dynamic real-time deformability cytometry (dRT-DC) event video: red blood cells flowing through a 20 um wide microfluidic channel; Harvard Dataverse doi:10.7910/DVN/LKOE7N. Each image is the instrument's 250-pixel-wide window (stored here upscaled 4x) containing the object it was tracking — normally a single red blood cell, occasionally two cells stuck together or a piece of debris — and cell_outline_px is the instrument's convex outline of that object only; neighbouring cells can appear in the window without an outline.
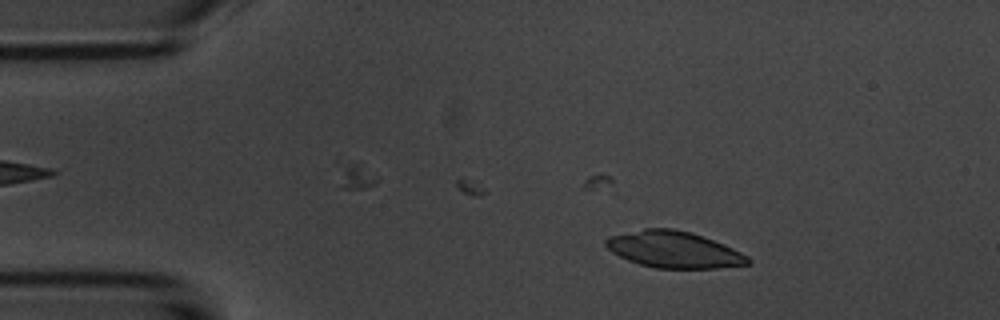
{"species": "common noctule bat (a hibernating species)", "species_latin": "Nyctalus noctula", "temperature_condition": "room temperature", "stored_images_in_passage": 49, "camera_frame_rate_fps": 3000, "um_per_image_px": 0.085, "animal": {"sex": "male", "body_mass_g": 20.1, "forearm_length_mm": 53.5}, "frame": {"image": 1, "passage_image": 7, "time_ms": 2.0, "image_size_px": [1000, 320], "cell_outline_px": [[752, 264], [716, 268], [656, 268], [640, 264], [628, 260], [612, 252], [604, 244], [604, 240], [608, 236], [644, 228], [672, 228], [692, 232], [724, 244], [748, 256], [752, 260]], "centroid_in_image_um": [57.28, 21.21], "position_along_channel_um": 27.7, "area_um2": 30.35}}